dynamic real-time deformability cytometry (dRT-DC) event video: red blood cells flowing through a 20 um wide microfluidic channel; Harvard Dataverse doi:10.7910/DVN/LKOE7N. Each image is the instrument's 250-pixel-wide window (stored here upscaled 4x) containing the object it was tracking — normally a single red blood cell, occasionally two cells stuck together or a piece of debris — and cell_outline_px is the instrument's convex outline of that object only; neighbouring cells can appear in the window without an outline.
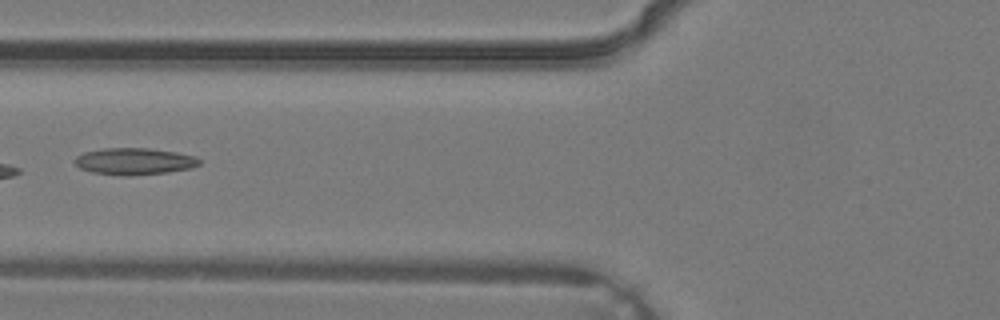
{"species": "common noctule bat (a hibernating species)", "species_latin": "Nyctalus noctula", "temperature_condition": "warm", "stored_images_in_passage": 5, "camera_frame_rate_fps": 3000, "um_per_image_px": 0.085, "animal": {"sex": "male", "body_mass_g": 19.2, "forearm_length_mm": 51.8}, "frame": {"image": 1, "passage_image": 5, "time_ms": 1.333, "image_size_px": [1000, 320], "cell_outline_px": [[200, 164], [192, 168], [168, 172], [128, 176], [124, 176], [92, 172], [80, 168], [72, 160], [76, 156], [84, 152], [104, 148], [148, 148], [176, 152], [196, 156], [200, 160]], "centroid_in_image_um": [11.42, 13.71], "position_along_channel_um": 114.4, "area_um2": 19.54}}